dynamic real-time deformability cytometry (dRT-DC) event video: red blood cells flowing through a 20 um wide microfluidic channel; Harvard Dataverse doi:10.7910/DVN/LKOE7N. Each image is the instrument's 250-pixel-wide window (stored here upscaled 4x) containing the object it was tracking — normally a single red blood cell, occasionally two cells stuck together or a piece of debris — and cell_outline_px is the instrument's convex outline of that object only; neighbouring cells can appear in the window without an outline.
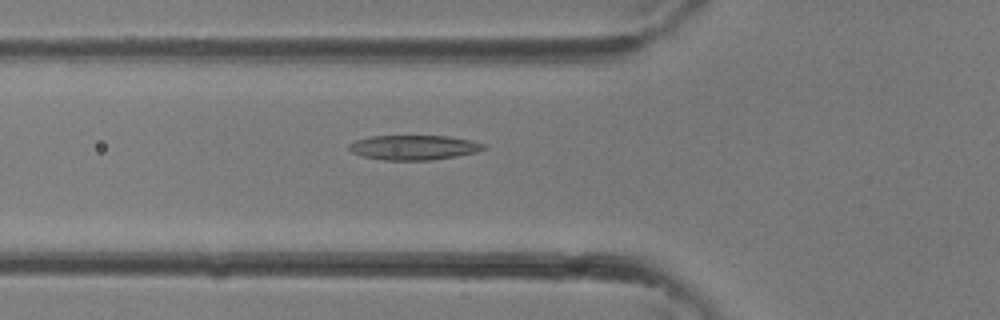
{"species": "common noctule bat (a hibernating species)", "species_latin": "Nyctalus noctula", "temperature_condition": "room temperature", "stored_images_in_passage": 26, "camera_frame_rate_fps": 3000, "um_per_image_px": 0.085, "animal": {"sex": "female"}, "frame": {"image": 1, "passage_image": 4, "time_ms": 1.0, "image_size_px": [1000, 320], "cell_outline_px": [[488, 148], [476, 152], [456, 156], [428, 160], [380, 160], [364, 156], [352, 152], [348, 148], [348, 144], [356, 140], [372, 136], [448, 136], [472, 140], [484, 144]], "centroid_in_image_um": [35.19, 12.53], "position_along_channel_um": 90.6, "area_um2": 19.36}}
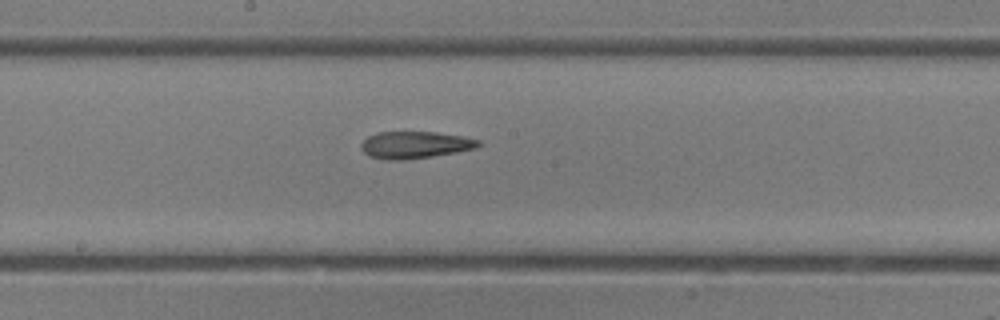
{"frame": {"image": 2, "passage_image": 10, "time_ms": 3.0, "image_size_px": [1000, 320], "cell_outline_px": [[480, 144], [476, 148], [456, 152], [432, 156], [404, 160], [388, 160], [368, 156], [360, 148], [360, 144], [368, 136], [376, 132], [436, 132], [464, 136], [480, 140]], "centroid_in_image_um": [35.25, 12.31], "position_along_channel_um": 212.9, "area_um2": 18.55}}
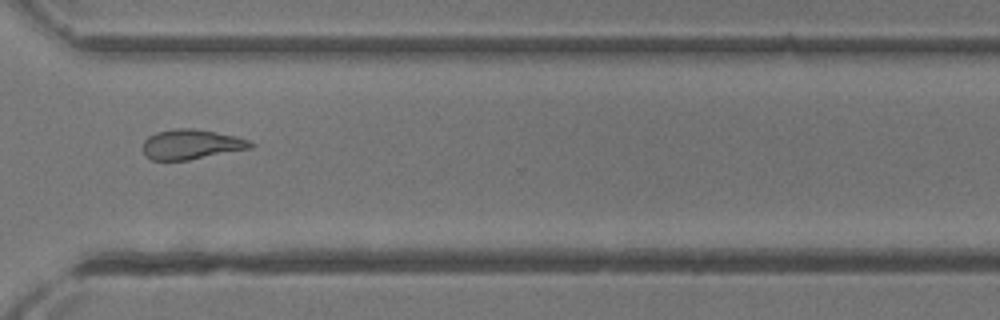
{"frame": {"image": 3, "passage_image": 17, "time_ms": 5.333, "image_size_px": [1000, 320], "cell_outline_px": [[256, 144], [252, 148], [188, 160], [152, 160], [144, 156], [144, 140], [148, 136], [156, 132], [172, 128], [192, 128], [216, 132], [236, 136], [252, 140]], "centroid_in_image_um": [16.29, 12.26], "position_along_channel_um": 354.3, "area_um2": 18.96}}